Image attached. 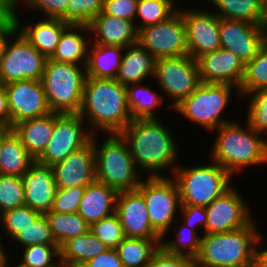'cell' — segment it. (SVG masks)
<instances>
[{"mask_svg":"<svg viewBox=\"0 0 267 267\" xmlns=\"http://www.w3.org/2000/svg\"><path fill=\"white\" fill-rule=\"evenodd\" d=\"M160 118L134 119L119 133L138 170L147 177L169 176V173L172 176L181 163L182 146Z\"/></svg>","mask_w":267,"mask_h":267,"instance_id":"cell-1","label":"cell"},{"mask_svg":"<svg viewBox=\"0 0 267 267\" xmlns=\"http://www.w3.org/2000/svg\"><path fill=\"white\" fill-rule=\"evenodd\" d=\"M78 114L93 134L120 133L132 121L126 86L116 79L86 77Z\"/></svg>","mask_w":267,"mask_h":267,"instance_id":"cell-2","label":"cell"},{"mask_svg":"<svg viewBox=\"0 0 267 267\" xmlns=\"http://www.w3.org/2000/svg\"><path fill=\"white\" fill-rule=\"evenodd\" d=\"M240 120L226 123L210 133L216 132L208 153L210 159L224 168L234 181L239 176L237 173L241 174L246 168L267 166L265 136L256 132L246 120L244 124Z\"/></svg>","mask_w":267,"mask_h":267,"instance_id":"cell-3","label":"cell"},{"mask_svg":"<svg viewBox=\"0 0 267 267\" xmlns=\"http://www.w3.org/2000/svg\"><path fill=\"white\" fill-rule=\"evenodd\" d=\"M260 226L253 219L240 229L204 234L195 267H252L260 237Z\"/></svg>","mask_w":267,"mask_h":267,"instance_id":"cell-4","label":"cell"},{"mask_svg":"<svg viewBox=\"0 0 267 267\" xmlns=\"http://www.w3.org/2000/svg\"><path fill=\"white\" fill-rule=\"evenodd\" d=\"M104 137L93 134L91 139L96 180L117 192L136 190L144 174L138 170L126 141L119 133L105 134Z\"/></svg>","mask_w":267,"mask_h":267,"instance_id":"cell-5","label":"cell"},{"mask_svg":"<svg viewBox=\"0 0 267 267\" xmlns=\"http://www.w3.org/2000/svg\"><path fill=\"white\" fill-rule=\"evenodd\" d=\"M235 94L237 96L235 99L241 101L239 89L233 85L200 83L173 109V112L181 115L180 118L183 117L186 121L193 122L194 125L196 123L203 131L211 133L220 126L235 120L225 118L224 114L228 106H232L230 102Z\"/></svg>","mask_w":267,"mask_h":267,"instance_id":"cell-6","label":"cell"},{"mask_svg":"<svg viewBox=\"0 0 267 267\" xmlns=\"http://www.w3.org/2000/svg\"><path fill=\"white\" fill-rule=\"evenodd\" d=\"M203 162L191 167L179 164L173 172L181 204L206 207L235 183L218 163L211 159Z\"/></svg>","mask_w":267,"mask_h":267,"instance_id":"cell-7","label":"cell"},{"mask_svg":"<svg viewBox=\"0 0 267 267\" xmlns=\"http://www.w3.org/2000/svg\"><path fill=\"white\" fill-rule=\"evenodd\" d=\"M85 79V66L47 58L41 82L51 111L78 113L82 105Z\"/></svg>","mask_w":267,"mask_h":267,"instance_id":"cell-8","label":"cell"},{"mask_svg":"<svg viewBox=\"0 0 267 267\" xmlns=\"http://www.w3.org/2000/svg\"><path fill=\"white\" fill-rule=\"evenodd\" d=\"M137 190L143 195L153 229L163 238L171 232L181 210L179 189L172 176L143 177Z\"/></svg>","mask_w":267,"mask_h":267,"instance_id":"cell-9","label":"cell"},{"mask_svg":"<svg viewBox=\"0 0 267 267\" xmlns=\"http://www.w3.org/2000/svg\"><path fill=\"white\" fill-rule=\"evenodd\" d=\"M47 58L14 28L5 38L0 54V83L41 80Z\"/></svg>","mask_w":267,"mask_h":267,"instance_id":"cell-10","label":"cell"},{"mask_svg":"<svg viewBox=\"0 0 267 267\" xmlns=\"http://www.w3.org/2000/svg\"><path fill=\"white\" fill-rule=\"evenodd\" d=\"M153 81L172 110L201 83L197 62L190 55L157 59Z\"/></svg>","mask_w":267,"mask_h":267,"instance_id":"cell-11","label":"cell"},{"mask_svg":"<svg viewBox=\"0 0 267 267\" xmlns=\"http://www.w3.org/2000/svg\"><path fill=\"white\" fill-rule=\"evenodd\" d=\"M92 136L93 133L78 113L54 112L52 136L44 152L35 161L51 167L86 146Z\"/></svg>","mask_w":267,"mask_h":267,"instance_id":"cell-12","label":"cell"},{"mask_svg":"<svg viewBox=\"0 0 267 267\" xmlns=\"http://www.w3.org/2000/svg\"><path fill=\"white\" fill-rule=\"evenodd\" d=\"M201 4L202 7L197 5L185 9L179 5L178 9L185 23L188 54L194 60L221 48L219 16L209 6L206 7L203 3L199 5Z\"/></svg>","mask_w":267,"mask_h":267,"instance_id":"cell-13","label":"cell"},{"mask_svg":"<svg viewBox=\"0 0 267 267\" xmlns=\"http://www.w3.org/2000/svg\"><path fill=\"white\" fill-rule=\"evenodd\" d=\"M138 42L156 60L189 55L185 23L179 10L166 21L140 29Z\"/></svg>","mask_w":267,"mask_h":267,"instance_id":"cell-14","label":"cell"},{"mask_svg":"<svg viewBox=\"0 0 267 267\" xmlns=\"http://www.w3.org/2000/svg\"><path fill=\"white\" fill-rule=\"evenodd\" d=\"M234 184L205 207L207 223L204 234L223 233L247 226L255 216L246 198ZM245 198V199H244Z\"/></svg>","mask_w":267,"mask_h":267,"instance_id":"cell-15","label":"cell"},{"mask_svg":"<svg viewBox=\"0 0 267 267\" xmlns=\"http://www.w3.org/2000/svg\"><path fill=\"white\" fill-rule=\"evenodd\" d=\"M11 128L20 121L51 113L41 80H20L5 84Z\"/></svg>","mask_w":267,"mask_h":267,"instance_id":"cell-16","label":"cell"},{"mask_svg":"<svg viewBox=\"0 0 267 267\" xmlns=\"http://www.w3.org/2000/svg\"><path fill=\"white\" fill-rule=\"evenodd\" d=\"M219 38L221 48L233 52L246 64L265 43L264 26L219 17Z\"/></svg>","mask_w":267,"mask_h":267,"instance_id":"cell-17","label":"cell"},{"mask_svg":"<svg viewBox=\"0 0 267 267\" xmlns=\"http://www.w3.org/2000/svg\"><path fill=\"white\" fill-rule=\"evenodd\" d=\"M125 237L162 239L153 229L143 195L136 189L118 192L116 209Z\"/></svg>","mask_w":267,"mask_h":267,"instance_id":"cell-18","label":"cell"},{"mask_svg":"<svg viewBox=\"0 0 267 267\" xmlns=\"http://www.w3.org/2000/svg\"><path fill=\"white\" fill-rule=\"evenodd\" d=\"M201 83L227 84L239 89L245 64L233 52L219 48L196 59Z\"/></svg>","mask_w":267,"mask_h":267,"instance_id":"cell-19","label":"cell"},{"mask_svg":"<svg viewBox=\"0 0 267 267\" xmlns=\"http://www.w3.org/2000/svg\"><path fill=\"white\" fill-rule=\"evenodd\" d=\"M57 188L87 186L96 180L92 140L69 154L63 161L51 166Z\"/></svg>","mask_w":267,"mask_h":267,"instance_id":"cell-20","label":"cell"},{"mask_svg":"<svg viewBox=\"0 0 267 267\" xmlns=\"http://www.w3.org/2000/svg\"><path fill=\"white\" fill-rule=\"evenodd\" d=\"M26 24L21 20L20 13H12L15 28L26 38V40L35 47L46 58H50L60 41L63 30L69 23L60 18H33L29 17ZM37 21H35V19ZM31 19V20H30ZM32 19L34 22H32ZM23 21V22H22Z\"/></svg>","mask_w":267,"mask_h":267,"instance_id":"cell-21","label":"cell"},{"mask_svg":"<svg viewBox=\"0 0 267 267\" xmlns=\"http://www.w3.org/2000/svg\"><path fill=\"white\" fill-rule=\"evenodd\" d=\"M22 179L25 187L24 205L41 214L51 211L57 191L52 167L35 161Z\"/></svg>","mask_w":267,"mask_h":267,"instance_id":"cell-22","label":"cell"},{"mask_svg":"<svg viewBox=\"0 0 267 267\" xmlns=\"http://www.w3.org/2000/svg\"><path fill=\"white\" fill-rule=\"evenodd\" d=\"M91 42L100 45L128 47L138 43L135 22L113 17L103 11L88 24Z\"/></svg>","mask_w":267,"mask_h":267,"instance_id":"cell-23","label":"cell"},{"mask_svg":"<svg viewBox=\"0 0 267 267\" xmlns=\"http://www.w3.org/2000/svg\"><path fill=\"white\" fill-rule=\"evenodd\" d=\"M154 56L139 42L124 48L121 65L116 80L124 85L142 83L150 80L151 84L155 69Z\"/></svg>","mask_w":267,"mask_h":267,"instance_id":"cell-24","label":"cell"},{"mask_svg":"<svg viewBox=\"0 0 267 267\" xmlns=\"http://www.w3.org/2000/svg\"><path fill=\"white\" fill-rule=\"evenodd\" d=\"M90 31L85 24H69L62 32L53 55L49 58L60 63L86 66Z\"/></svg>","mask_w":267,"mask_h":267,"instance_id":"cell-25","label":"cell"},{"mask_svg":"<svg viewBox=\"0 0 267 267\" xmlns=\"http://www.w3.org/2000/svg\"><path fill=\"white\" fill-rule=\"evenodd\" d=\"M118 192L95 180L87 185L78 213L91 225L115 213Z\"/></svg>","mask_w":267,"mask_h":267,"instance_id":"cell-26","label":"cell"},{"mask_svg":"<svg viewBox=\"0 0 267 267\" xmlns=\"http://www.w3.org/2000/svg\"><path fill=\"white\" fill-rule=\"evenodd\" d=\"M54 128V112L20 121L13 126L27 152L36 160L45 150Z\"/></svg>","mask_w":267,"mask_h":267,"instance_id":"cell-27","label":"cell"},{"mask_svg":"<svg viewBox=\"0 0 267 267\" xmlns=\"http://www.w3.org/2000/svg\"><path fill=\"white\" fill-rule=\"evenodd\" d=\"M126 89L127 105L132 120L159 118V110L161 111L162 107H167L168 110L173 111L167 102H164L163 93L159 89L155 90L154 87L144 84V82L130 84L126 86Z\"/></svg>","mask_w":267,"mask_h":267,"instance_id":"cell-28","label":"cell"},{"mask_svg":"<svg viewBox=\"0 0 267 267\" xmlns=\"http://www.w3.org/2000/svg\"><path fill=\"white\" fill-rule=\"evenodd\" d=\"M124 48L112 45L90 43L86 77L115 79L121 65Z\"/></svg>","mask_w":267,"mask_h":267,"instance_id":"cell-29","label":"cell"},{"mask_svg":"<svg viewBox=\"0 0 267 267\" xmlns=\"http://www.w3.org/2000/svg\"><path fill=\"white\" fill-rule=\"evenodd\" d=\"M35 162L12 128L4 127L0 154V174L22 177Z\"/></svg>","mask_w":267,"mask_h":267,"instance_id":"cell-30","label":"cell"},{"mask_svg":"<svg viewBox=\"0 0 267 267\" xmlns=\"http://www.w3.org/2000/svg\"><path fill=\"white\" fill-rule=\"evenodd\" d=\"M266 0H208L205 6L220 18L264 25Z\"/></svg>","mask_w":267,"mask_h":267,"instance_id":"cell-31","label":"cell"},{"mask_svg":"<svg viewBox=\"0 0 267 267\" xmlns=\"http://www.w3.org/2000/svg\"><path fill=\"white\" fill-rule=\"evenodd\" d=\"M109 249L88 230L85 234L73 237L60 247V258L68 267H81L90 259Z\"/></svg>","mask_w":267,"mask_h":267,"instance_id":"cell-32","label":"cell"},{"mask_svg":"<svg viewBox=\"0 0 267 267\" xmlns=\"http://www.w3.org/2000/svg\"><path fill=\"white\" fill-rule=\"evenodd\" d=\"M162 239L125 237L115 249L123 267H146L161 247Z\"/></svg>","mask_w":267,"mask_h":267,"instance_id":"cell-33","label":"cell"},{"mask_svg":"<svg viewBox=\"0 0 267 267\" xmlns=\"http://www.w3.org/2000/svg\"><path fill=\"white\" fill-rule=\"evenodd\" d=\"M174 237L162 238L161 247L169 254L187 256L195 259L200 251L201 236L180 219L172 225Z\"/></svg>","mask_w":267,"mask_h":267,"instance_id":"cell-34","label":"cell"},{"mask_svg":"<svg viewBox=\"0 0 267 267\" xmlns=\"http://www.w3.org/2000/svg\"><path fill=\"white\" fill-rule=\"evenodd\" d=\"M53 237L60 247L68 239L85 234L90 225L78 213H45Z\"/></svg>","mask_w":267,"mask_h":267,"instance_id":"cell-35","label":"cell"},{"mask_svg":"<svg viewBox=\"0 0 267 267\" xmlns=\"http://www.w3.org/2000/svg\"><path fill=\"white\" fill-rule=\"evenodd\" d=\"M177 2L178 0H138L135 18L137 30L166 21L178 11Z\"/></svg>","mask_w":267,"mask_h":267,"instance_id":"cell-36","label":"cell"},{"mask_svg":"<svg viewBox=\"0 0 267 267\" xmlns=\"http://www.w3.org/2000/svg\"><path fill=\"white\" fill-rule=\"evenodd\" d=\"M267 86V44L245 64V71L239 87L240 97Z\"/></svg>","mask_w":267,"mask_h":267,"instance_id":"cell-37","label":"cell"},{"mask_svg":"<svg viewBox=\"0 0 267 267\" xmlns=\"http://www.w3.org/2000/svg\"><path fill=\"white\" fill-rule=\"evenodd\" d=\"M40 215V212L26 205L2 213L0 215V236L6 237V240L9 239L10 242L20 231L32 225Z\"/></svg>","mask_w":267,"mask_h":267,"instance_id":"cell-38","label":"cell"},{"mask_svg":"<svg viewBox=\"0 0 267 267\" xmlns=\"http://www.w3.org/2000/svg\"><path fill=\"white\" fill-rule=\"evenodd\" d=\"M244 99L248 100L246 121L256 132L267 135V86L241 97Z\"/></svg>","mask_w":267,"mask_h":267,"instance_id":"cell-39","label":"cell"},{"mask_svg":"<svg viewBox=\"0 0 267 267\" xmlns=\"http://www.w3.org/2000/svg\"><path fill=\"white\" fill-rule=\"evenodd\" d=\"M11 242L14 247L19 245L18 248L15 247L16 251L36 244L57 245L45 214H41L32 225L20 231Z\"/></svg>","mask_w":267,"mask_h":267,"instance_id":"cell-40","label":"cell"},{"mask_svg":"<svg viewBox=\"0 0 267 267\" xmlns=\"http://www.w3.org/2000/svg\"><path fill=\"white\" fill-rule=\"evenodd\" d=\"M19 251L17 257L13 256L17 260V267H46L60 257L58 245L36 244L20 248Z\"/></svg>","mask_w":267,"mask_h":267,"instance_id":"cell-41","label":"cell"},{"mask_svg":"<svg viewBox=\"0 0 267 267\" xmlns=\"http://www.w3.org/2000/svg\"><path fill=\"white\" fill-rule=\"evenodd\" d=\"M68 3V0H12V13L24 12L23 9L27 8L28 14L32 11V16L33 12H37V15H41L38 17L60 18L66 22Z\"/></svg>","mask_w":267,"mask_h":267,"instance_id":"cell-42","label":"cell"},{"mask_svg":"<svg viewBox=\"0 0 267 267\" xmlns=\"http://www.w3.org/2000/svg\"><path fill=\"white\" fill-rule=\"evenodd\" d=\"M25 203L22 177L0 174V215Z\"/></svg>","mask_w":267,"mask_h":267,"instance_id":"cell-43","label":"cell"},{"mask_svg":"<svg viewBox=\"0 0 267 267\" xmlns=\"http://www.w3.org/2000/svg\"><path fill=\"white\" fill-rule=\"evenodd\" d=\"M89 230L109 249H116L125 238L122 225L116 213L92 223Z\"/></svg>","mask_w":267,"mask_h":267,"instance_id":"cell-44","label":"cell"},{"mask_svg":"<svg viewBox=\"0 0 267 267\" xmlns=\"http://www.w3.org/2000/svg\"><path fill=\"white\" fill-rule=\"evenodd\" d=\"M105 0H68L66 22L88 25L103 10Z\"/></svg>","mask_w":267,"mask_h":267,"instance_id":"cell-45","label":"cell"},{"mask_svg":"<svg viewBox=\"0 0 267 267\" xmlns=\"http://www.w3.org/2000/svg\"><path fill=\"white\" fill-rule=\"evenodd\" d=\"M86 186L57 188L51 211L56 213H76Z\"/></svg>","mask_w":267,"mask_h":267,"instance_id":"cell-46","label":"cell"},{"mask_svg":"<svg viewBox=\"0 0 267 267\" xmlns=\"http://www.w3.org/2000/svg\"><path fill=\"white\" fill-rule=\"evenodd\" d=\"M179 217L183 224L195 230L201 237L204 235L207 223V212L204 206L181 204Z\"/></svg>","mask_w":267,"mask_h":267,"instance_id":"cell-47","label":"cell"},{"mask_svg":"<svg viewBox=\"0 0 267 267\" xmlns=\"http://www.w3.org/2000/svg\"><path fill=\"white\" fill-rule=\"evenodd\" d=\"M138 0H105L103 12L113 17H118L135 22Z\"/></svg>","mask_w":267,"mask_h":267,"instance_id":"cell-48","label":"cell"},{"mask_svg":"<svg viewBox=\"0 0 267 267\" xmlns=\"http://www.w3.org/2000/svg\"><path fill=\"white\" fill-rule=\"evenodd\" d=\"M146 267H195V261L187 256L169 254L160 247Z\"/></svg>","mask_w":267,"mask_h":267,"instance_id":"cell-49","label":"cell"},{"mask_svg":"<svg viewBox=\"0 0 267 267\" xmlns=\"http://www.w3.org/2000/svg\"><path fill=\"white\" fill-rule=\"evenodd\" d=\"M81 267H123V264L115 249H107L84 263Z\"/></svg>","mask_w":267,"mask_h":267,"instance_id":"cell-50","label":"cell"},{"mask_svg":"<svg viewBox=\"0 0 267 267\" xmlns=\"http://www.w3.org/2000/svg\"><path fill=\"white\" fill-rule=\"evenodd\" d=\"M0 127L11 128V116L5 85L0 83Z\"/></svg>","mask_w":267,"mask_h":267,"instance_id":"cell-51","label":"cell"},{"mask_svg":"<svg viewBox=\"0 0 267 267\" xmlns=\"http://www.w3.org/2000/svg\"><path fill=\"white\" fill-rule=\"evenodd\" d=\"M265 238L266 236L262 235L257 243L252 267H267V246H265L267 238Z\"/></svg>","mask_w":267,"mask_h":267,"instance_id":"cell-52","label":"cell"},{"mask_svg":"<svg viewBox=\"0 0 267 267\" xmlns=\"http://www.w3.org/2000/svg\"><path fill=\"white\" fill-rule=\"evenodd\" d=\"M0 237H1L0 238V267H9L12 263H15V262H12L13 261V258H12L13 255L11 256L12 251L14 250V248L11 249V248H9V246L8 247L5 246L4 244L8 245V244H11V243L9 241H7L3 236H0ZM2 240L7 242V243H5V242L3 243ZM3 246H5V247H3ZM8 249H10V252L7 251Z\"/></svg>","mask_w":267,"mask_h":267,"instance_id":"cell-53","label":"cell"},{"mask_svg":"<svg viewBox=\"0 0 267 267\" xmlns=\"http://www.w3.org/2000/svg\"><path fill=\"white\" fill-rule=\"evenodd\" d=\"M15 28L13 17L11 16L7 21L0 23V54L3 42L7 35Z\"/></svg>","mask_w":267,"mask_h":267,"instance_id":"cell-54","label":"cell"},{"mask_svg":"<svg viewBox=\"0 0 267 267\" xmlns=\"http://www.w3.org/2000/svg\"><path fill=\"white\" fill-rule=\"evenodd\" d=\"M12 16V0H0V23Z\"/></svg>","mask_w":267,"mask_h":267,"instance_id":"cell-55","label":"cell"},{"mask_svg":"<svg viewBox=\"0 0 267 267\" xmlns=\"http://www.w3.org/2000/svg\"><path fill=\"white\" fill-rule=\"evenodd\" d=\"M46 267H68L67 264L59 257L53 264Z\"/></svg>","mask_w":267,"mask_h":267,"instance_id":"cell-56","label":"cell"},{"mask_svg":"<svg viewBox=\"0 0 267 267\" xmlns=\"http://www.w3.org/2000/svg\"><path fill=\"white\" fill-rule=\"evenodd\" d=\"M3 141H4V127H0V154Z\"/></svg>","mask_w":267,"mask_h":267,"instance_id":"cell-57","label":"cell"},{"mask_svg":"<svg viewBox=\"0 0 267 267\" xmlns=\"http://www.w3.org/2000/svg\"><path fill=\"white\" fill-rule=\"evenodd\" d=\"M263 26H264L265 38H267V15H265V22Z\"/></svg>","mask_w":267,"mask_h":267,"instance_id":"cell-58","label":"cell"},{"mask_svg":"<svg viewBox=\"0 0 267 267\" xmlns=\"http://www.w3.org/2000/svg\"><path fill=\"white\" fill-rule=\"evenodd\" d=\"M265 148H266V152H267V135H265Z\"/></svg>","mask_w":267,"mask_h":267,"instance_id":"cell-59","label":"cell"},{"mask_svg":"<svg viewBox=\"0 0 267 267\" xmlns=\"http://www.w3.org/2000/svg\"><path fill=\"white\" fill-rule=\"evenodd\" d=\"M265 15H267V0H266V3H265Z\"/></svg>","mask_w":267,"mask_h":267,"instance_id":"cell-60","label":"cell"},{"mask_svg":"<svg viewBox=\"0 0 267 267\" xmlns=\"http://www.w3.org/2000/svg\"><path fill=\"white\" fill-rule=\"evenodd\" d=\"M14 263H12V265H10L9 267H17L16 263L13 265Z\"/></svg>","mask_w":267,"mask_h":267,"instance_id":"cell-61","label":"cell"}]
</instances>
